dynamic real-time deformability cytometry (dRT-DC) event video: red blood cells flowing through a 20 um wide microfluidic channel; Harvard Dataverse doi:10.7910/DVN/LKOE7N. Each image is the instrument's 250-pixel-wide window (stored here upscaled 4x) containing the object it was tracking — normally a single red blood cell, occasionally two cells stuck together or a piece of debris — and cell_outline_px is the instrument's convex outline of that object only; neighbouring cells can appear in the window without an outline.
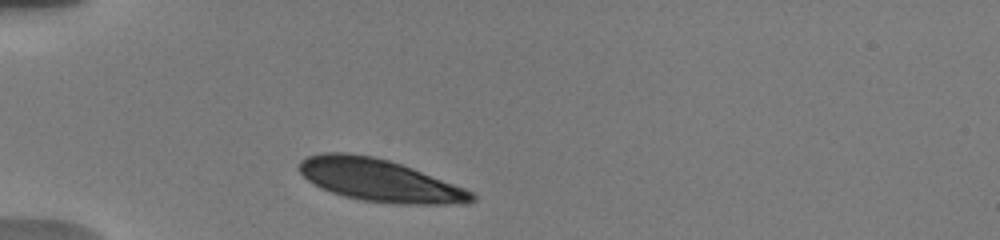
{"species": "human", "species_latin": "Homo sapiens", "temperature_condition": "warm", "stored_images_in_passage": 1, "camera_frame_rate_fps": 3000, "um_per_image_px": 0.085, "donor": {"sex": "male"}, "frame": {"image": 1, "passage_image": 1, "time_ms": 0.0, "image_size_px": [1000, 240], "cell_outline_px": [[476, 200], [464, 204], [400, 204], [364, 200], [344, 196], [320, 188], [308, 180], [296, 168], [300, 160], [308, 156], [324, 152], [348, 152], [372, 156], [388, 160], [412, 168], [464, 188], [472, 192], [476, 196]], "centroid_in_image_um": [32.22, 15.32], "position_along_channel_um": 52.8, "area_um2": 42.43}}